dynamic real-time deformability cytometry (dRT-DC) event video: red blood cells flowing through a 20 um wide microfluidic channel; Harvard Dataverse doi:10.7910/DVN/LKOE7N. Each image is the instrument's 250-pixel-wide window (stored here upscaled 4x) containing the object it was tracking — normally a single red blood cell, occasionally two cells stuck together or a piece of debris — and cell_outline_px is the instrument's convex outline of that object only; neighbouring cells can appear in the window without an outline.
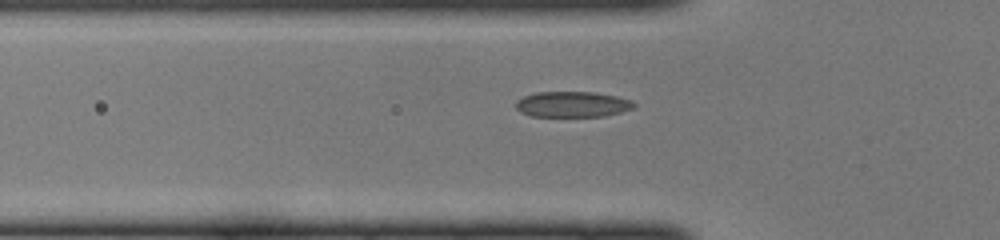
{"species": "common noctule bat (a hibernating species)", "species_latin": "Nyctalus noctula", "temperature_condition": "cold", "stored_images_in_passage": 33, "camera_frame_rate_fps": 3000, "um_per_image_px": 0.085, "animal": {"sex": "female", "body_mass_g": 22.0, "forearm_length_mm": 56.7}, "frame": {"image": 1, "passage_image": 7, "time_ms": 2.0, "image_size_px": [1000, 240], "cell_outline_px": [[636, 108], [604, 116], [532, 116], [520, 112], [516, 108], [516, 100], [524, 96], [536, 92], [596, 92], [616, 96], [632, 100], [636, 104]], "centroid_in_image_um": [48.68, 8.86], "position_along_channel_um": 77.1, "area_um2": 17.74}}
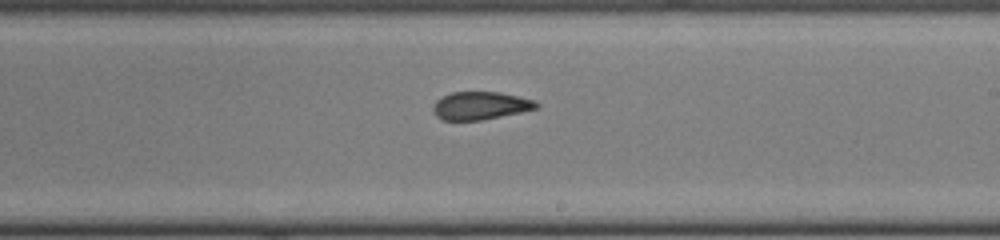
{"frame": {"image": 2, "passage_image": 19, "time_ms": 6.0, "image_size_px": [1000, 240], "cell_outline_px": [[540, 108], [480, 120], [440, 120], [432, 112], [432, 108], [436, 100], [452, 92], [500, 92], [536, 100], [540, 104]], "centroid_in_image_um": [40.84, 8.98], "position_along_channel_um": 248.2, "area_um2": 16.88}}
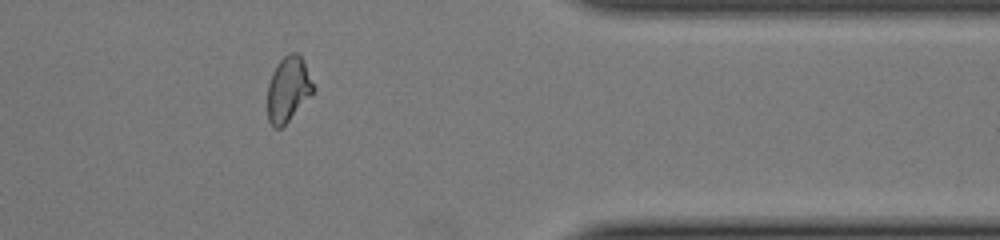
{"frame": {"image": 3, "passage_image": 30, "time_ms": 9.667, "image_size_px": [1000, 240], "cell_outline_px": [[316, 88], [288, 120], [280, 128], [272, 128], [268, 120], [268, 84], [272, 72], [276, 64], [288, 52], [296, 52], [304, 60]], "centroid_in_image_um": [24.49, 7.54], "position_along_channel_um": 386.9, "area_um2": 17.28}}